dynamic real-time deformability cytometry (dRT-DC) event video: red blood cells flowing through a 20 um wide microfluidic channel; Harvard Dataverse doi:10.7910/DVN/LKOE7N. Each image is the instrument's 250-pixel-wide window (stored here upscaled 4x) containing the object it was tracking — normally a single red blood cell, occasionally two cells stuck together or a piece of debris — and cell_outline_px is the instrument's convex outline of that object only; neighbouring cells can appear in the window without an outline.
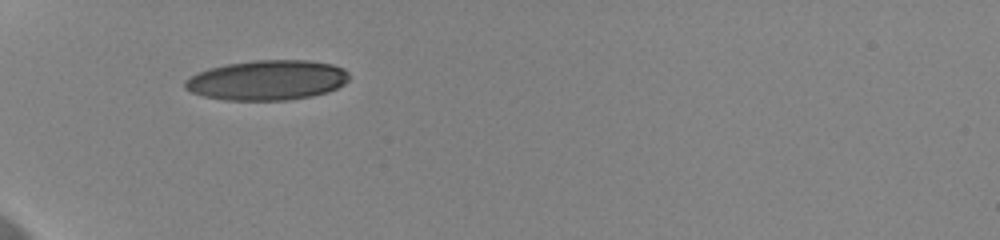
{"species": "human", "species_latin": "Homo sapiens", "temperature_condition": "cold", "stored_images_in_passage": 33, "camera_frame_rate_fps": 3000, "um_per_image_px": 0.085, "donor": {"sex": "female"}, "frame": {"image": 1, "passage_image": 1, "time_ms": 0.0, "image_size_px": [1000, 240], "cell_outline_px": [[348, 80], [344, 84], [328, 92], [312, 96], [288, 100], [228, 100], [204, 96], [192, 92], [184, 88], [184, 80], [196, 72], [208, 68], [228, 64], [256, 60], [308, 60], [332, 64], [344, 68], [348, 72]], "centroid_in_image_um": [22.71, 6.81], "position_along_channel_um": 62.3, "area_um2": 38.32}}
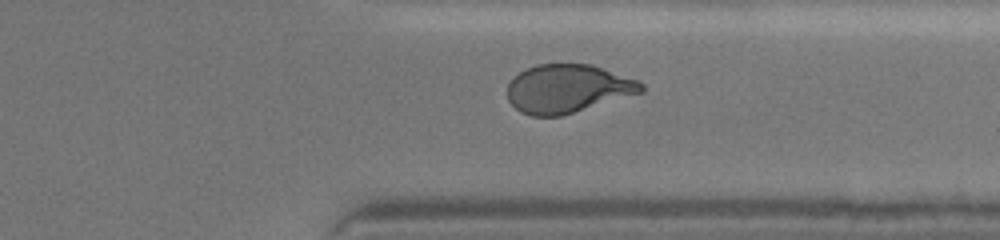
{"frame": {"image": 2, "passage_image": 27, "time_ms": 8.667, "image_size_px": [1000, 240], "cell_outline_px": [[644, 92], [560, 116], [532, 116], [520, 112], [508, 100], [508, 84], [520, 72], [536, 64], [592, 64], [640, 80], [644, 84]], "centroid_in_image_um": [48.3, 7.53], "position_along_channel_um": 363.1, "area_um2": 37.8}}
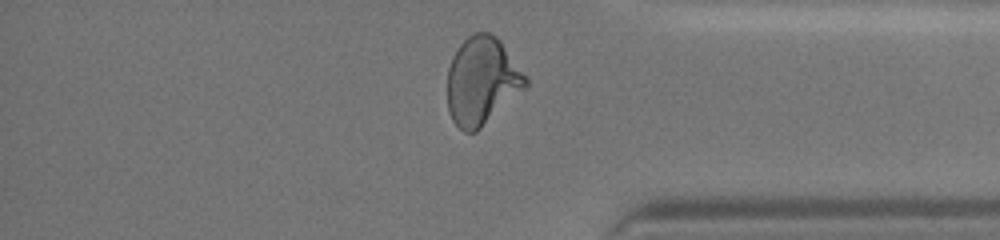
{"frame": {"image": 3, "passage_image": 30, "time_ms": 9.667, "image_size_px": [1000, 240], "cell_outline_px": [[528, 84], [524, 88], [476, 132], [464, 132], [452, 120], [448, 108], [448, 68], [452, 56], [460, 44], [468, 36], [476, 32], [488, 32], [496, 36], [500, 40], [528, 76]], "centroid_in_image_um": [40.96, 6.85], "position_along_channel_um": 394.2, "area_um2": 39.77}, "authors_computed_cell_mechanics": {"area_um2": 38.726, "velocity_mm_per_s": 3.6472, "shape_relaxation_time_tau1_ms": 4.1261, "shape_relaxation_time_tau2_ms": 0.8556, "deformation_change_tau1": 0.1771, "deformation_change_tau2": 0.0686}}